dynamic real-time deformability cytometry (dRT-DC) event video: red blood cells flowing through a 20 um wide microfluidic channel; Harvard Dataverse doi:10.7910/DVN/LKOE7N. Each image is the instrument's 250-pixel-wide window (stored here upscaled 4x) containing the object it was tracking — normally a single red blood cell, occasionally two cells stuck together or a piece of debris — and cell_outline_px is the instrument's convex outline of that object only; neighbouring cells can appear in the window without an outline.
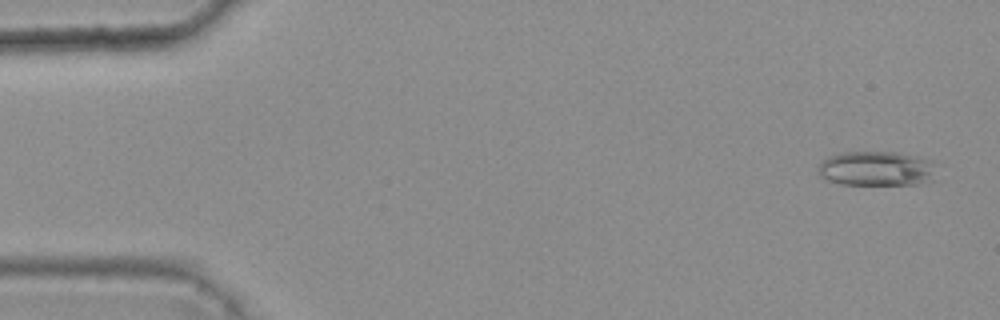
{"species": "common noctule bat (a hibernating species)", "species_latin": "Nyctalus noctula", "temperature_condition": "warm", "stored_images_in_passage": 5, "camera_frame_rate_fps": 3000, "um_per_image_px": 0.085, "animal": {"sex": "female", "body_mass_g": 25.1}, "frame": {"image": 1, "passage_image": 1, "time_ms": 0.0, "image_size_px": [1000, 320], "cell_outline_px": [[932, 180], [924, 184], [840, 184], [828, 180], [820, 176], [816, 172], [816, 168], [828, 156], [840, 152], [896, 152], [916, 156], [932, 160]], "centroid_in_image_um": [74.44, 14.33], "position_along_channel_um": 10.6, "area_um2": 23.87}}